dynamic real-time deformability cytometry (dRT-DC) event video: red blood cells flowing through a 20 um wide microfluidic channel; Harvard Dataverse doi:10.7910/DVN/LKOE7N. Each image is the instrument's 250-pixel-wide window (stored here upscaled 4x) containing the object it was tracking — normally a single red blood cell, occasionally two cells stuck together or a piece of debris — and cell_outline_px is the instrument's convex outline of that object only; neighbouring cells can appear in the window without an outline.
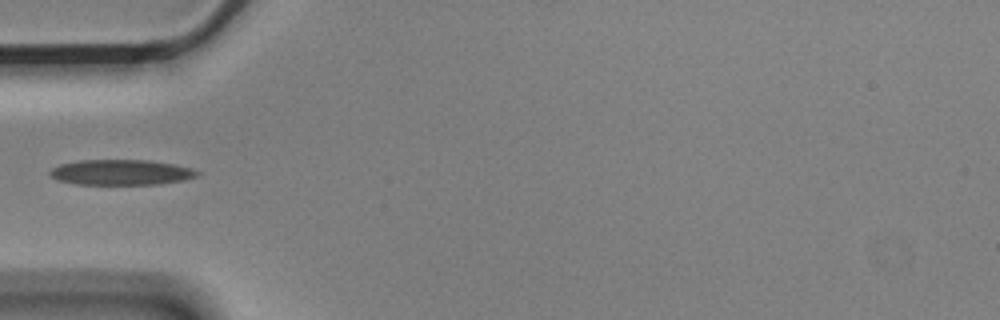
{"species": "Egyptian fruit bat (a non-hibernating species)", "species_latin": "Rousettus aegyptiacus", "temperature_condition": "cold", "stored_images_in_passage": 6, "camera_frame_rate_fps": 3000, "um_per_image_px": 0.085, "animal": {"sex": "male"}, "frame": {"image": 1, "passage_image": 6, "time_ms": 1.667, "image_size_px": [1000, 320], "cell_outline_px": [[200, 172], [196, 176], [184, 180], [160, 184], [76, 184], [56, 180], [48, 172], [52, 168], [60, 164], [80, 160], [148, 160], [176, 164], [192, 168]], "centroid_in_image_um": [10.3, 14.64], "position_along_channel_um": 74.7, "area_um2": 21.85}}